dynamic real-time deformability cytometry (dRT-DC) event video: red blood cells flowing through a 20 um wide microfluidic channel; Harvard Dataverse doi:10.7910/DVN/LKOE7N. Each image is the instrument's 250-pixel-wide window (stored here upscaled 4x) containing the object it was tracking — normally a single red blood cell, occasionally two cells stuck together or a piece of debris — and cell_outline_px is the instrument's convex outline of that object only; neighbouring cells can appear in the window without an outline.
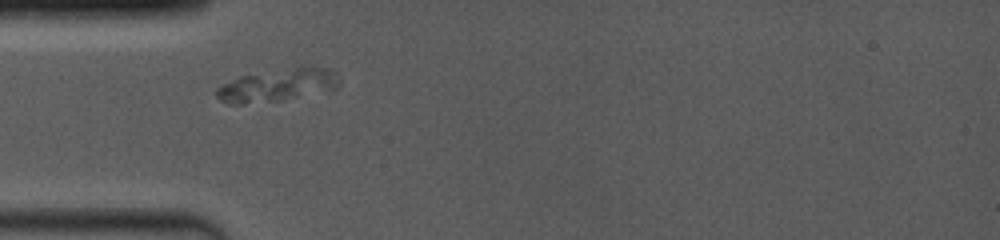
{"species": "common noctule bat (a hibernating species)", "species_latin": "Nyctalus noctula", "temperature_condition": "room temperature", "stored_images_in_passage": 16, "segment_of_instrument_passage": [1, 2], "camera_frame_rate_fps": 4000, "um_per_image_px": 0.085, "animal": {"sex": "female", "body_mass_g": 19.0, "forearm_length_mm": 53.3}, "frame": {"image": 1, "passage_image": 4, "time_ms": 2.75, "image_size_px": [1000, 240], "cell_outline_px": [[336, 88], [332, 92], [276, 100], [244, 104], [228, 104], [220, 100], [216, 96], [216, 88], [240, 76], [300, 64], [304, 64], [328, 68], [332, 72], [336, 84]], "centroid_in_image_um": [23.6, 7.21], "position_along_channel_um": 61.4, "area_um2": 23.64}}
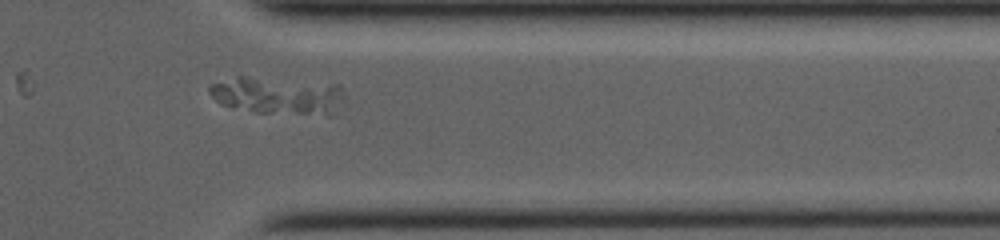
{"frame": {"image": 2, "passage_image": 13, "time_ms": 11.0, "image_size_px": [1000, 240], "cell_outline_px": [[344, 96], [332, 116], [328, 116], [256, 112], [220, 104], [208, 92], [208, 84], [236, 76], [248, 76], [340, 84]], "centroid_in_image_um": [23.62, 8.12], "position_along_channel_um": 387.8, "area_um2": 29.88}}